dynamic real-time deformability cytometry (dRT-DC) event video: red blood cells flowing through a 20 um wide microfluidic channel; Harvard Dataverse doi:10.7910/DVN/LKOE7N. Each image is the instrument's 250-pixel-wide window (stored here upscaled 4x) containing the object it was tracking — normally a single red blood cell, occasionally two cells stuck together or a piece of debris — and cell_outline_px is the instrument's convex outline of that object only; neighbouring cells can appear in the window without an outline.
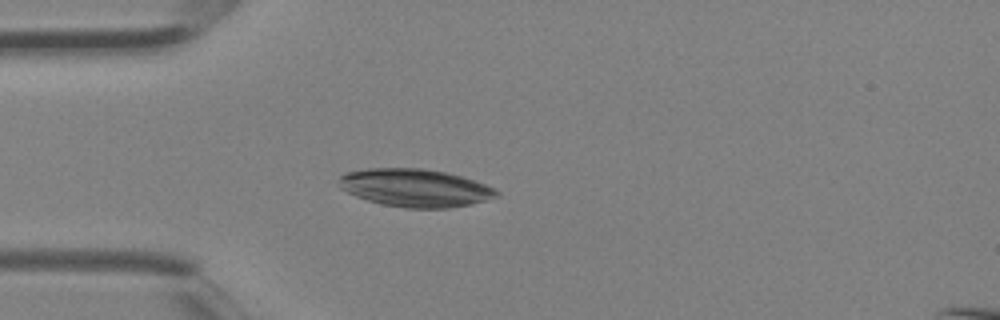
{"species": "Egyptian fruit bat (a non-hibernating species)", "species_latin": "Rousettus aegyptiacus", "temperature_condition": "room temperature", "stored_images_in_passage": 6, "camera_frame_rate_fps": 3000, "um_per_image_px": 0.085, "animal": {"sex": "female"}, "frame": {"image": 1, "passage_image": 6, "time_ms": 1.667, "image_size_px": [1000, 320], "cell_outline_px": [[500, 196], [472, 204], [448, 208], [404, 208], [384, 204], [368, 200], [356, 196], [340, 188], [336, 180], [344, 172], [368, 168], [424, 168], [444, 172], [460, 176], [484, 184], [500, 192]], "centroid_in_image_um": [35.25, 15.96], "position_along_channel_um": 49.8, "area_um2": 34.85}}